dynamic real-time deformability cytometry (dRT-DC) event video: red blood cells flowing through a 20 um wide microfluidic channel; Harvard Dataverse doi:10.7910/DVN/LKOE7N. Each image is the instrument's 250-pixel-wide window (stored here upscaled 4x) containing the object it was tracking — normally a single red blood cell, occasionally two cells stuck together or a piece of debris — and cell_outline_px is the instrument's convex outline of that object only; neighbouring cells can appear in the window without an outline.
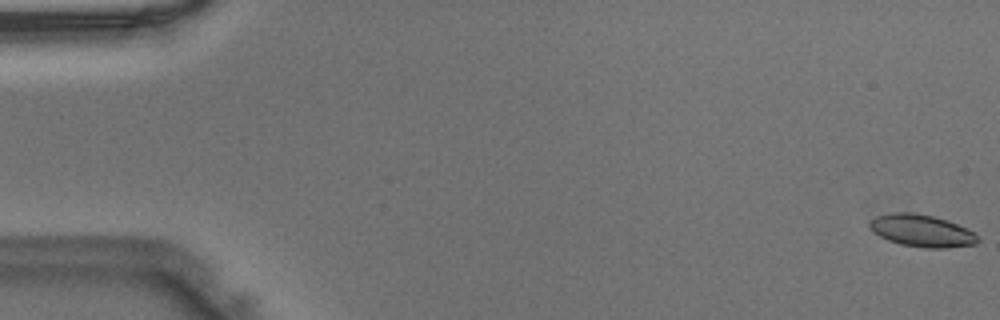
{"species": "Egyptian fruit bat (a non-hibernating species)", "species_latin": "Rousettus aegyptiacus", "temperature_condition": "warm", "stored_images_in_passage": 48, "camera_frame_rate_fps": 3000, "um_per_image_px": 0.085, "animal": {"sex": "male"}, "frame": {"image": 1, "passage_image": 1, "time_ms": 0.0, "image_size_px": [1000, 320], "cell_outline_px": [[980, 240], [976, 244], [944, 248], [924, 248], [900, 244], [888, 240], [872, 232], [868, 224], [876, 216], [892, 212], [912, 212], [932, 216], [956, 224], [972, 232]], "centroid_in_image_um": [78.3, 19.62], "position_along_channel_um": 6.7, "area_um2": 20.06}}
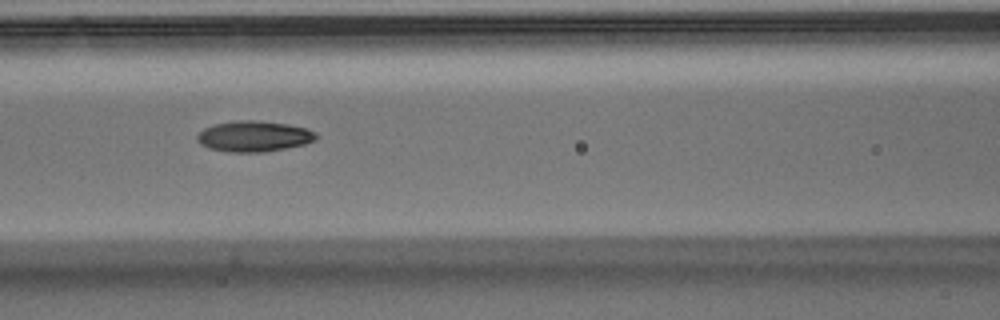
{"frame": {"image": 2, "passage_image": 22, "time_ms": 7.0, "image_size_px": [1000, 320], "cell_outline_px": [[320, 136], [316, 140], [304, 144], [284, 148], [260, 152], [228, 152], [208, 148], [200, 144], [196, 140], [196, 136], [204, 128], [216, 124], [236, 120], [260, 120], [288, 124], [304, 128], [316, 132]], "centroid_in_image_um": [21.58, 11.58], "position_along_channel_um": 145.0, "area_um2": 21.39}}
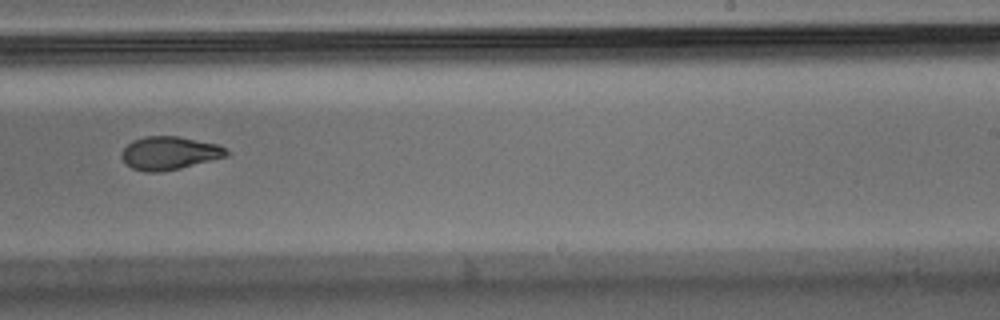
{"frame": {"image": 3, "passage_image": 31, "time_ms": 10.0, "image_size_px": [1000, 320], "cell_outline_px": [[232, 152], [228, 156], [180, 168], [160, 172], [144, 172], [132, 168], [120, 156], [120, 152], [132, 140], [144, 136], [176, 136], [220, 144]], "centroid_in_image_um": [14.43, 13.0], "position_along_channel_um": 274.6, "area_um2": 20.46}}